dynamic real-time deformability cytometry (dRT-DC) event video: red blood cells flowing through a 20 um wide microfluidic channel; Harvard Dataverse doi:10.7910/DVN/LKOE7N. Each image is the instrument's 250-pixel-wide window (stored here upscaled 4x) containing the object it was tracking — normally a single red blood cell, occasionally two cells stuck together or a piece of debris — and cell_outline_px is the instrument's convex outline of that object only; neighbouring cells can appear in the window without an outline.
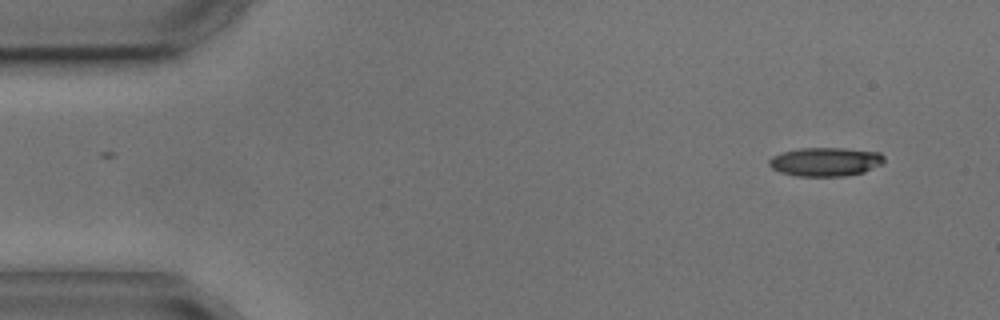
{"species": "common noctule bat (a hibernating species)", "species_latin": "Nyctalus noctula", "temperature_condition": "cold", "stored_images_in_passage": 4, "camera_frame_rate_fps": 3000, "um_per_image_px": 0.085, "animal": {"sex": "male", "body_mass_g": 17.9, "forearm_length_mm": 54.2}, "frame": {"image": 1, "passage_image": 1, "time_ms": 0.0, "image_size_px": [1000, 320], "cell_outline_px": [[884, 160], [880, 164], [864, 172], [844, 176], [796, 176], [780, 172], [772, 168], [768, 164], [768, 160], [772, 156], [784, 152], [800, 148], [844, 148], [880, 152], [884, 156]], "centroid_in_image_um": [70.15, 13.75], "position_along_channel_um": 14.9, "area_um2": 19.25}}
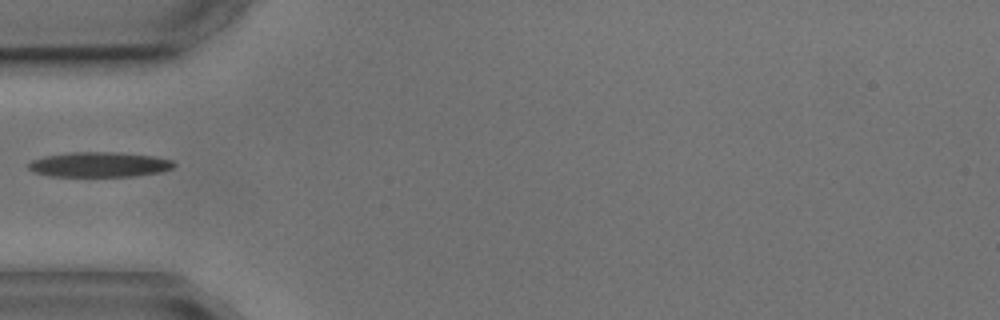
{"frame": {"image": 2, "passage_image": 4, "time_ms": 4.333, "image_size_px": [1000, 320], "cell_outline_px": [[176, 164], [172, 168], [160, 172], [136, 176], [48, 176], [36, 172], [28, 168], [28, 164], [32, 160], [44, 156], [68, 152], [120, 152], [156, 156], [172, 160]], "centroid_in_image_um": [8.47, 13.98], "position_along_channel_um": 76.5, "area_um2": 21.33}}